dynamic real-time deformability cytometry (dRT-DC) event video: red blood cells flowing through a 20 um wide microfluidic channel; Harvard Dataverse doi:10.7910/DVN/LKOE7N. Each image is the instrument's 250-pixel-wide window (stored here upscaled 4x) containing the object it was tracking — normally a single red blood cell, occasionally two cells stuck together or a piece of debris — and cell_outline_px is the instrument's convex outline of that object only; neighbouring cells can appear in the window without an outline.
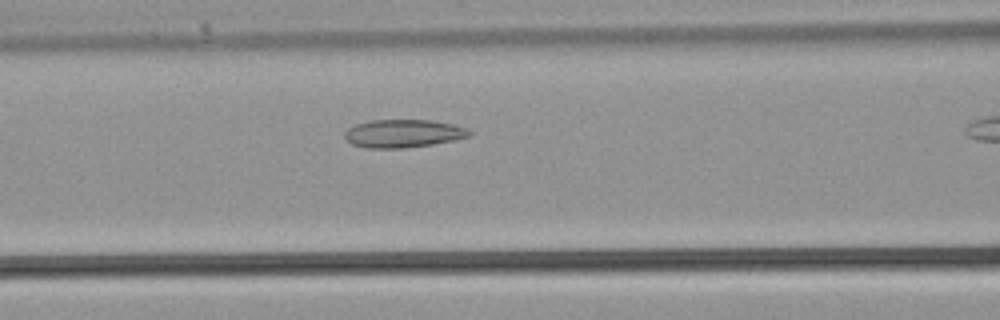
{"species": "common noctule bat (a hibernating species)", "species_latin": "Nyctalus noctula", "temperature_condition": "warm", "stored_images_in_passage": 8, "camera_frame_rate_fps": 3000, "um_per_image_px": 0.085, "animal": {"sex": "male", "body_mass_g": 21.5, "forearm_length_mm": 52.0}, "frame": {"image": 1, "passage_image": 7, "time_ms": 2.0, "image_size_px": [1000, 320], "cell_outline_px": [[472, 136], [456, 140], [432, 144], [404, 148], [364, 148], [352, 144], [344, 136], [344, 132], [348, 128], [356, 124], [368, 120], [432, 120], [452, 124], [468, 128], [472, 132]], "centroid_in_image_um": [34.3, 11.34], "position_along_channel_um": 132.3, "area_um2": 20.58}}